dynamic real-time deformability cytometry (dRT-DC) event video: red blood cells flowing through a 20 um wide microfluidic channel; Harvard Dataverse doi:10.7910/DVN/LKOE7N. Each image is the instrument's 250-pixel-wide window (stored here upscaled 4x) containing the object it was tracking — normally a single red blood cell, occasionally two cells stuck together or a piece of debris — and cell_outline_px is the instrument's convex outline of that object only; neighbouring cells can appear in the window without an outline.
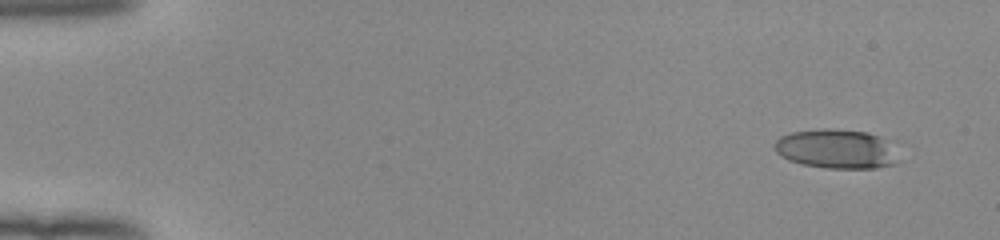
{"species": "human", "species_latin": "Homo sapiens", "temperature_condition": "room temperature", "stored_images_in_passage": 50, "camera_frame_rate_fps": 3000, "um_per_image_px": 0.085, "donor": {"sex": "female"}, "frame": {"image": 1, "passage_image": 1, "time_ms": 0.0, "image_size_px": [1000, 240], "cell_outline_px": [[900, 160], [896, 164], [876, 168], [824, 168], [804, 164], [788, 160], [780, 156], [776, 152], [776, 140], [780, 136], [792, 132], [824, 128], [828, 128], [868, 132], [880, 136], [888, 140]], "centroid_in_image_um": [71.13, 12.66], "position_along_channel_um": 13.9, "area_um2": 28.55}}
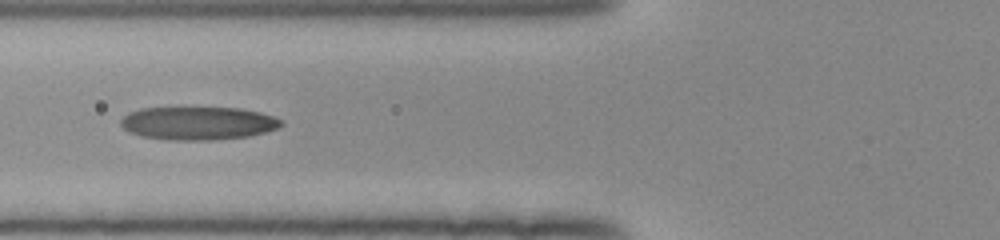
{"frame": {"image": 2, "passage_image": 19, "time_ms": 6.0, "image_size_px": [1000, 240], "cell_outline_px": [[284, 124], [280, 128], [248, 136], [212, 140], [168, 140], [140, 136], [128, 132], [120, 124], [120, 120], [128, 112], [140, 108], [240, 108], [260, 112], [284, 120]], "centroid_in_image_um": [16.83, 10.47], "position_along_channel_um": 109.0, "area_um2": 31.21}}
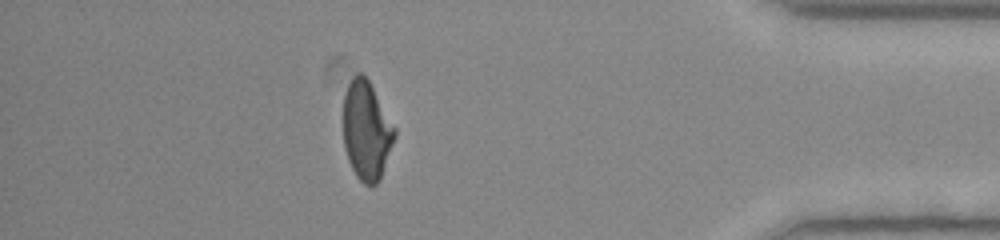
{"frame": {"image": 3, "passage_image": 44, "time_ms": 14.333, "image_size_px": [1000, 240], "cell_outline_px": [[396, 136], [380, 180], [376, 184], [364, 184], [356, 176], [348, 160], [344, 148], [344, 96], [348, 84], [352, 76], [360, 72], [368, 80], [396, 128]], "centroid_in_image_um": [31.16, 11.11], "position_along_channel_um": 404.0, "area_um2": 29.42}, "authors_computed_cell_mechanics": {"area_um2": 30.8074, "velocity_mm_per_s": 3.9875, "shape_relaxation_time_tau1_ms": 4.3357, "shape_relaxation_time_tau2_ms": 1.4708, "deformation_change_tau1": 0.1877, "deformation_change_tau2": 0.0905}}